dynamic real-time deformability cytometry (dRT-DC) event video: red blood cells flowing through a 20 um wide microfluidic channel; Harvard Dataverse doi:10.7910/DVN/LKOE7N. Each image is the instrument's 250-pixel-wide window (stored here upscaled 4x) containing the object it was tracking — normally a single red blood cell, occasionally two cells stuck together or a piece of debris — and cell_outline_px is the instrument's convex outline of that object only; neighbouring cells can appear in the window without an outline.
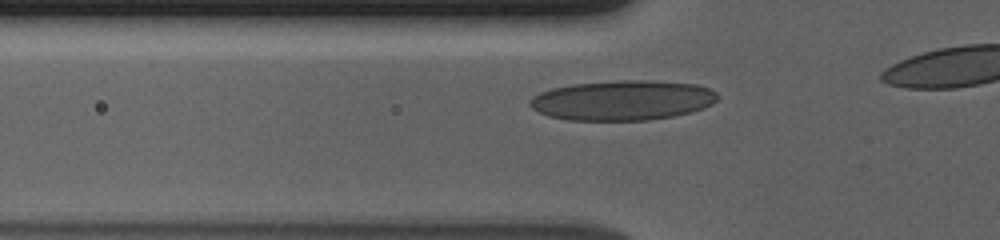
{"species": "human", "species_latin": "Homo sapiens", "temperature_condition": "cold", "stored_images_in_passage": 20, "camera_frame_rate_fps": 3000, "um_per_image_px": 0.085, "donor": {"sex": "male"}, "frame": {"image": 1, "passage_image": 7, "time_ms": 2.0, "image_size_px": [1000, 240], "cell_outline_px": [[720, 96], [712, 104], [704, 108], [692, 112], [672, 116], [648, 120], [568, 120], [548, 116], [532, 108], [528, 104], [528, 100], [532, 96], [540, 92], [552, 88], [572, 84], [620, 80], [652, 80], [696, 84], [708, 88], [716, 92]], "centroid_in_image_um": [52.91, 8.52], "position_along_channel_um": 72.9, "area_um2": 43.93}}
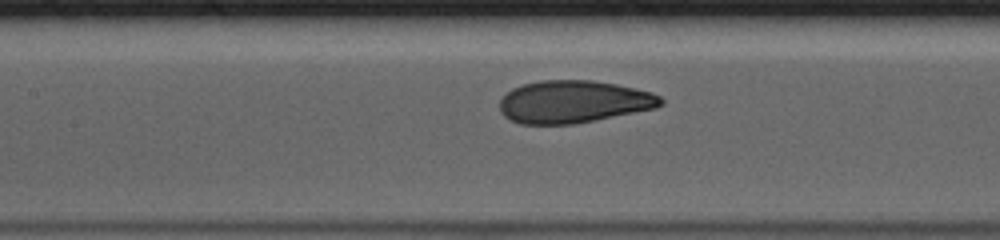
{"frame": {"image": 2, "passage_image": 14, "time_ms": 4.333, "image_size_px": [1000, 240], "cell_outline_px": [[664, 104], [656, 108], [596, 120], [572, 124], [520, 124], [504, 116], [500, 112], [500, 100], [512, 88], [524, 84], [540, 80], [592, 80], [616, 84], [636, 88], [652, 92], [660, 96], [664, 100]], "centroid_in_image_um": [48.78, 8.65], "position_along_channel_um": 158.6, "area_um2": 40.0}}
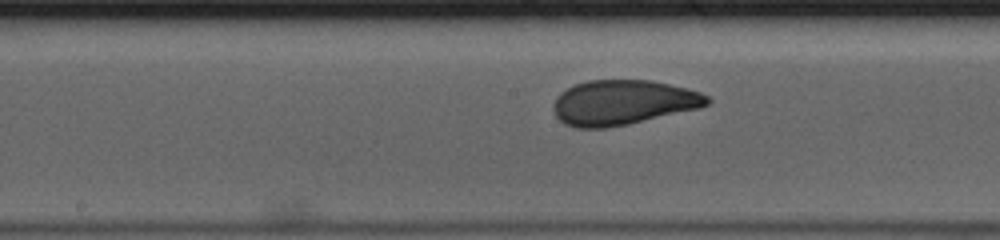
{"frame": {"image": 3, "passage_image": 17, "time_ms": 5.333, "image_size_px": [1000, 240], "cell_outline_px": [[712, 100], [708, 104], [700, 108], [628, 124], [604, 128], [576, 128], [564, 124], [556, 116], [552, 108], [556, 96], [560, 92], [576, 84], [588, 80], [652, 80], [700, 92], [708, 96]], "centroid_in_image_um": [52.93, 8.71], "position_along_channel_um": 195.3, "area_um2": 40.23}}